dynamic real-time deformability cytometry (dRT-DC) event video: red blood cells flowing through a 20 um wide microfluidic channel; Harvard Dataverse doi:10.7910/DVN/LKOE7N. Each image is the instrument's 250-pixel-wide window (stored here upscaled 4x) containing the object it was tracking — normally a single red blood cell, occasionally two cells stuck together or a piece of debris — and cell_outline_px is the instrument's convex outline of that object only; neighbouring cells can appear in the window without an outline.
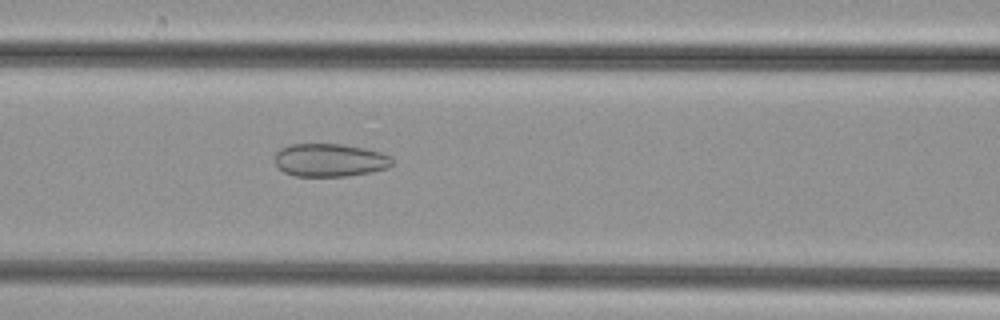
{"species": "common noctule bat (a hibernating species)", "species_latin": "Nyctalus noctula", "temperature_condition": "cold", "stored_images_in_passage": 50, "camera_frame_rate_fps": 3000, "um_per_image_px": 0.085, "animal": {"sex": "female", "body_mass_g": 29.2, "forearm_length_mm": 56.3}, "frame": {"image": 1, "passage_image": 21, "time_ms": 6.667, "image_size_px": [1000, 320], "cell_outline_px": [[392, 164], [388, 168], [372, 172], [348, 176], [296, 176], [284, 172], [276, 164], [276, 152], [280, 148], [292, 144], [340, 144], [364, 148], [380, 152], [388, 156], [392, 160]], "centroid_in_image_um": [28.04, 13.61], "position_along_channel_um": 138.6, "area_um2": 22.48}}
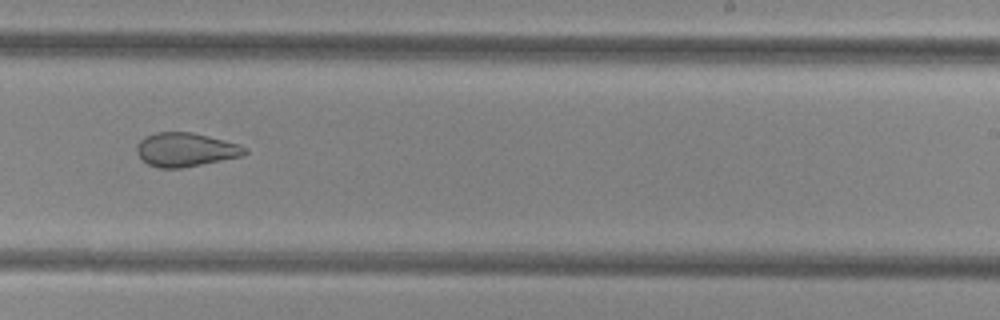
{"frame": {"image": 2, "passage_image": 31, "time_ms": 10.0, "image_size_px": [1000, 320], "cell_outline_px": [[248, 152], [244, 156], [180, 168], [160, 168], [148, 164], [136, 152], [136, 148], [140, 140], [144, 136], [156, 132], [192, 132], [240, 144], [248, 148]], "centroid_in_image_um": [15.8, 12.71], "position_along_channel_um": 273.2, "area_um2": 21.33}}
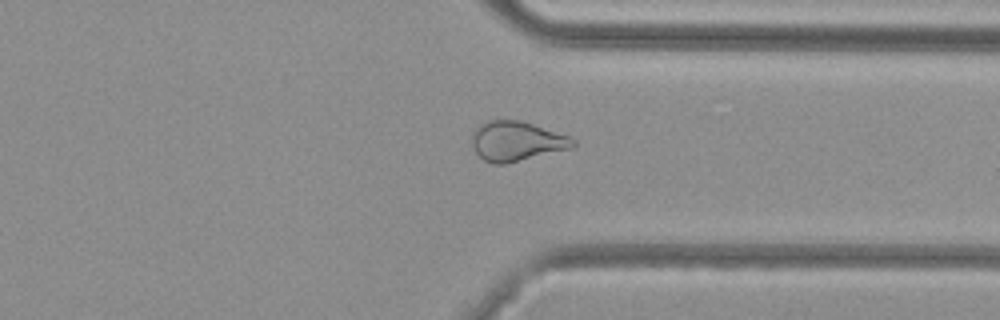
{"frame": {"image": 3, "passage_image": 38, "time_ms": 12.333, "image_size_px": [1000, 320], "cell_outline_px": [[576, 144], [572, 148], [504, 164], [496, 164], [484, 160], [472, 148], [472, 136], [476, 128], [480, 124], [488, 120], [520, 120], [568, 136], [576, 140]], "centroid_in_image_um": [43.89, 12.0], "position_along_channel_um": 367.5, "area_um2": 23.12}}